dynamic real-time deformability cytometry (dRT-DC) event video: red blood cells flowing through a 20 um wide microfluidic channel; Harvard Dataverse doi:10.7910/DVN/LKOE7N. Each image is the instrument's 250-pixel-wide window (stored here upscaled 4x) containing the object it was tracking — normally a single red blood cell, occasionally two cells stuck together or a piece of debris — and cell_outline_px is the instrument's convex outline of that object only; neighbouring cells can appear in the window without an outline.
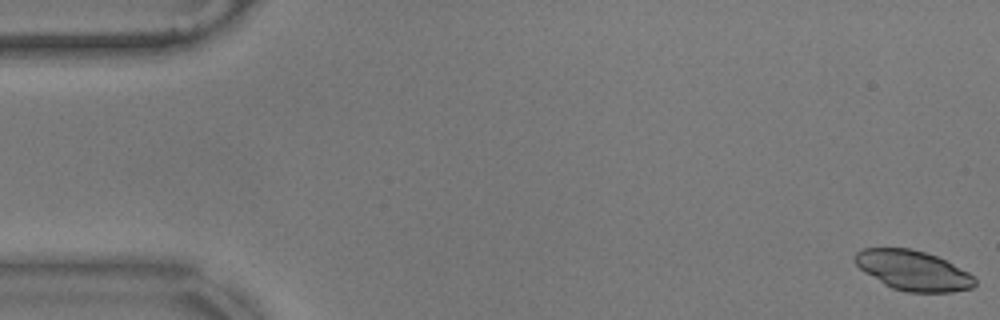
{"species": "common noctule bat (a hibernating species)", "species_latin": "Nyctalus noctula", "temperature_condition": "warm", "stored_images_in_passage": 57, "camera_frame_rate_fps": 3000, "um_per_image_px": 0.085, "animal": {"sex": "male", "body_mass_g": 17.9}, "frame": {"image": 1, "passage_image": 1, "time_ms": 0.0, "image_size_px": [1000, 320], "cell_outline_px": [[976, 284], [972, 288], [952, 292], [908, 292], [892, 288], [884, 284], [860, 268], [856, 264], [852, 256], [856, 252], [864, 248], [908, 248], [924, 252], [936, 256], [968, 272], [976, 280]], "centroid_in_image_um": [77.6, 22.99], "position_along_channel_um": 7.4, "area_um2": 27.57}}
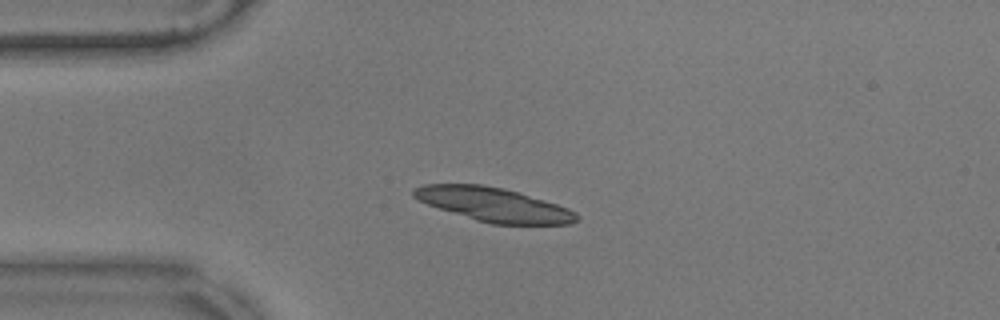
{"frame": {"image": 2, "passage_image": 14, "time_ms": 4.333, "image_size_px": [1000, 320], "cell_outline_px": [[580, 216], [572, 224], [492, 224], [476, 220], [428, 204], [412, 196], [412, 188], [424, 184], [484, 184], [504, 188], [544, 200], [568, 208], [576, 212]], "centroid_in_image_um": [41.96, 17.38], "position_along_channel_um": 43.0, "area_um2": 31.96}}